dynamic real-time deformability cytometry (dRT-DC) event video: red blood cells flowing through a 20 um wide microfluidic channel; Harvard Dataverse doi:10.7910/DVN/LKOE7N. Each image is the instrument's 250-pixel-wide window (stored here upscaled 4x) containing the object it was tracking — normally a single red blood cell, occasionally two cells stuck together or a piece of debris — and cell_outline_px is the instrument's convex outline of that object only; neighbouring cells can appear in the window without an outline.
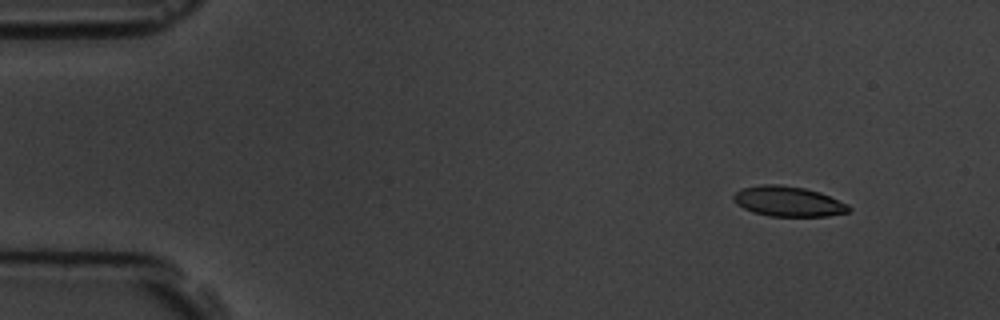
{"species": "common noctule bat (a hibernating species)", "species_latin": "Nyctalus noctula", "temperature_condition": "room temperature", "stored_images_in_passage": 6, "camera_frame_rate_fps": 3000, "um_per_image_px": 0.085, "animal": {"sex": "male", "body_mass_g": 19.5, "forearm_length_mm": 54.6}, "frame": {"image": 1, "passage_image": 2, "time_ms": 1.333, "image_size_px": [1000, 320], "cell_outline_px": [[852, 208], [848, 212], [828, 216], [768, 216], [752, 212], [736, 204], [732, 200], [732, 196], [740, 188], [760, 184], [780, 184], [804, 188], [820, 192], [848, 204]], "centroid_in_image_um": [66.97, 17.11], "position_along_channel_um": 18.0, "area_um2": 20.46}}
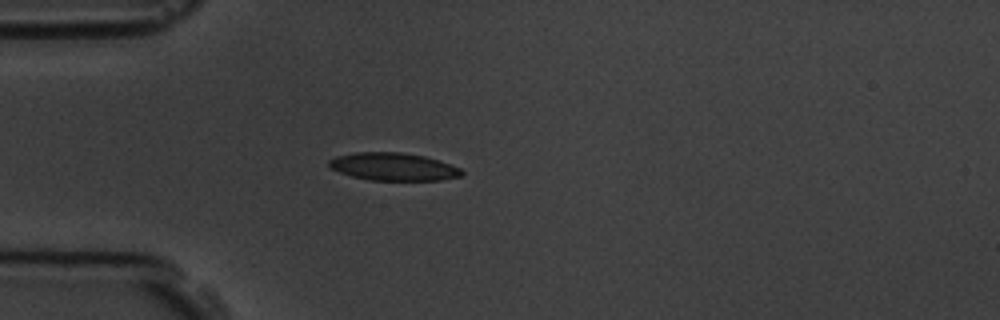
{"frame": {"image": 2, "passage_image": 5, "time_ms": 4.667, "image_size_px": [1000, 320], "cell_outline_px": [[464, 172], [460, 176], [440, 180], [368, 180], [352, 176], [340, 172], [332, 168], [328, 164], [328, 160], [336, 156], [356, 152], [400, 152], [424, 156], [460, 168]], "centroid_in_image_um": [33.4, 14.17], "position_along_channel_um": 51.6, "area_um2": 21.21}}